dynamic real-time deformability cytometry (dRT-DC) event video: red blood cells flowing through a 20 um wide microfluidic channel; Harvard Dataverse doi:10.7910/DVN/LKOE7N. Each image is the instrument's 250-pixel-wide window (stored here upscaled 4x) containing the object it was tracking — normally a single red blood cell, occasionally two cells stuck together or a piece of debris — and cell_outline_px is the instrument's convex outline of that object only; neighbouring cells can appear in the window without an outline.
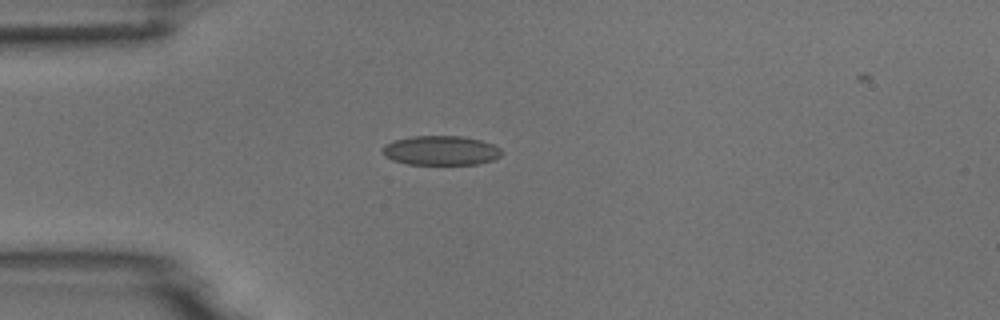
{"species": "common noctule bat (a hibernating species)", "species_latin": "Nyctalus noctula", "temperature_condition": "room temperature", "stored_images_in_passage": 4, "camera_frame_rate_fps": 3000, "um_per_image_px": 0.085, "animal": {"sex": "male", "body_mass_g": 18.8}, "frame": {"image": 1, "passage_image": 3, "time_ms": 3.333, "image_size_px": [1000, 320], "cell_outline_px": [[500, 156], [492, 160], [480, 164], [408, 164], [392, 160], [384, 156], [380, 152], [380, 148], [384, 144], [396, 140], [412, 136], [460, 136], [480, 140], [492, 144], [500, 148]], "centroid_in_image_um": [37.41, 12.79], "position_along_channel_um": 47.6, "area_um2": 20.46}}